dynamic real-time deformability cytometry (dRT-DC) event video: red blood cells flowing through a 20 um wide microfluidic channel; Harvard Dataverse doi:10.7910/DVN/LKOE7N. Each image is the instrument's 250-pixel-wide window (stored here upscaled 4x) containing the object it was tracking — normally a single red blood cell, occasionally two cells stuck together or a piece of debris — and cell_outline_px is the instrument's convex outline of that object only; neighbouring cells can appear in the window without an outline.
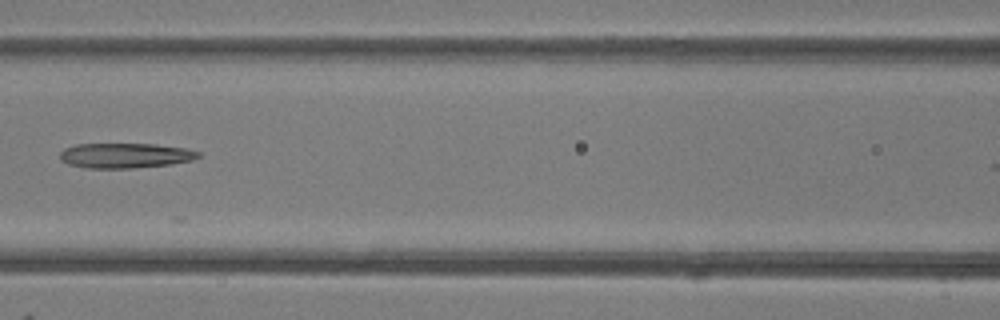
{"species": "common noctule bat (a hibernating species)", "species_latin": "Nyctalus noctula", "temperature_condition": "room temperature", "stored_images_in_passage": 7, "camera_frame_rate_fps": 3000, "um_per_image_px": 0.085, "animal": {"sex": "female"}, "frame": {"image": 1, "passage_image": 7, "time_ms": 7.0, "image_size_px": [1000, 320], "cell_outline_px": [[200, 156], [192, 160], [168, 164], [132, 168], [88, 168], [68, 164], [60, 160], [60, 152], [64, 148], [76, 144], [156, 144], [184, 148], [200, 152]], "centroid_in_image_um": [10.6, 13.21], "position_along_channel_um": 156.0, "area_um2": 20.06}}